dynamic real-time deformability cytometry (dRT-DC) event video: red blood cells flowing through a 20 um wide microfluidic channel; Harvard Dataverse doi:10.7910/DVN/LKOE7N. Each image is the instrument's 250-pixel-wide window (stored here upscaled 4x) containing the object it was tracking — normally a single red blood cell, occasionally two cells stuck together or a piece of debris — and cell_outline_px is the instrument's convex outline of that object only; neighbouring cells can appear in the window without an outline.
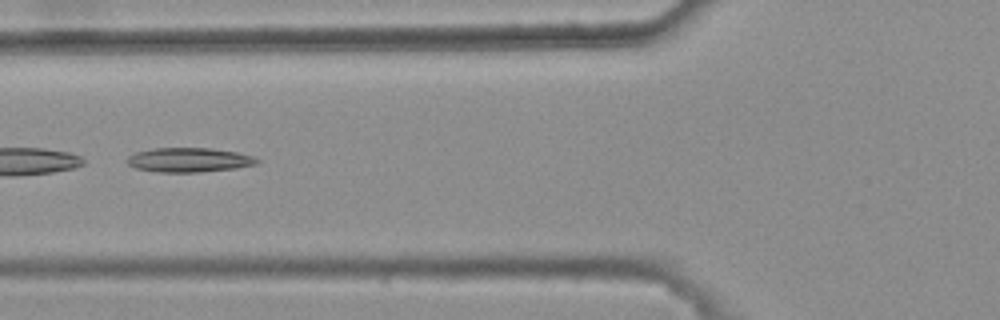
{"species": "common noctule bat (a hibernating species)", "species_latin": "Nyctalus noctula", "temperature_condition": "warm", "stored_images_in_passage": 45, "camera_frame_rate_fps": 3000, "um_per_image_px": 0.085, "animal": {"sex": "female", "body_mass_g": 25.1}, "frame": {"image": 1, "passage_image": 20, "time_ms": 6.333, "image_size_px": [1000, 320], "cell_outline_px": [[260, 160], [256, 164], [236, 168], [200, 172], [160, 172], [136, 168], [128, 164], [128, 156], [136, 152], [156, 148], [212, 148], [236, 152], [252, 156]], "centroid_in_image_um": [16.08, 13.59], "position_along_channel_um": 109.7, "area_um2": 18.26}}